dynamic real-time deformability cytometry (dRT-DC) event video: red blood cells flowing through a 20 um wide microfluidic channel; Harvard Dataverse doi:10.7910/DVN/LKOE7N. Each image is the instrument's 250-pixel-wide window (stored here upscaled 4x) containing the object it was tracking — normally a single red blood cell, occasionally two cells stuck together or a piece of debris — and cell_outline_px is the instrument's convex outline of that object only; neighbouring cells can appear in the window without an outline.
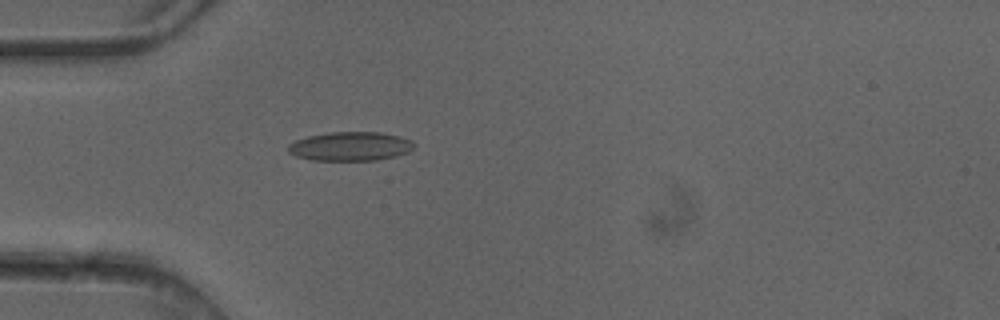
{"species": "common noctule bat (a hibernating species)", "species_latin": "Nyctalus noctula", "temperature_condition": "cold", "stored_images_in_passage": 4, "camera_frame_rate_fps": 3000, "um_per_image_px": 0.085, "animal": {"sex": "female"}, "frame": {"image": 1, "passage_image": 4, "time_ms": 1.0, "image_size_px": [1000, 320], "cell_outline_px": [[416, 144], [408, 152], [396, 156], [376, 160], [312, 160], [296, 156], [288, 152], [288, 144], [296, 140], [308, 136], [328, 132], [380, 132], [400, 136], [412, 140]], "centroid_in_image_um": [29.79, 12.43], "position_along_channel_um": 55.2, "area_um2": 21.33}}